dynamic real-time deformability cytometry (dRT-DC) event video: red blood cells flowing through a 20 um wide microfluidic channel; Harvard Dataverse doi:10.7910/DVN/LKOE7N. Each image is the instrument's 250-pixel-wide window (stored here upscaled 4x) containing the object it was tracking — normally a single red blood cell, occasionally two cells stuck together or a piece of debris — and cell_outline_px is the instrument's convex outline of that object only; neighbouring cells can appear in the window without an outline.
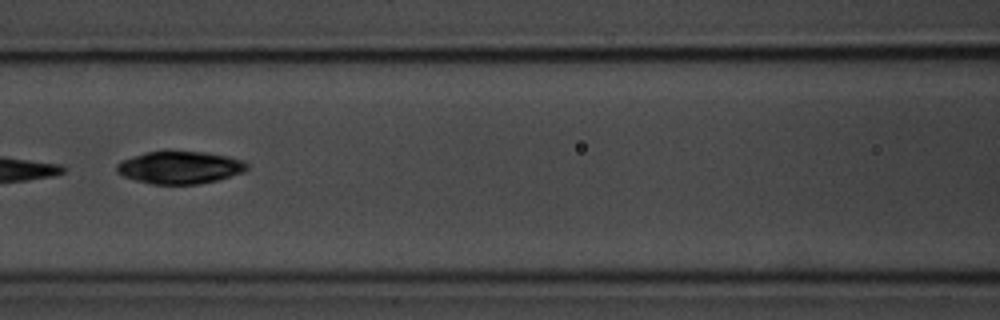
{"species": "common noctule bat (a hibernating species)", "species_latin": "Nyctalus noctula", "temperature_condition": "room temperature", "stored_images_in_passage": 9, "camera_frame_rate_fps": 3000, "um_per_image_px": 0.085, "animal": {"sex": "male", "body_mass_g": 20.1, "forearm_length_mm": 53.5}, "frame": {"image": 1, "passage_image": 7, "time_ms": 7.333, "image_size_px": [1000, 320], "cell_outline_px": [[248, 168], [244, 172], [216, 180], [200, 184], [152, 184], [136, 180], [124, 176], [116, 172], [116, 164], [132, 156], [148, 152], [204, 152], [228, 156], [244, 160], [248, 164]], "centroid_in_image_um": [15.31, 14.24], "position_along_channel_um": 151.3, "area_um2": 24.45}}
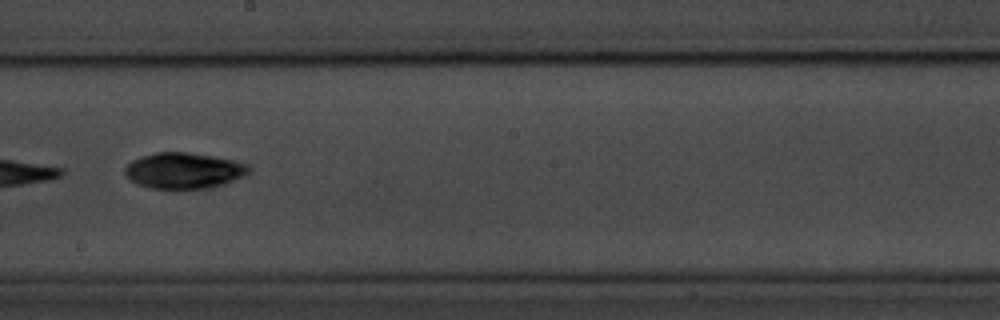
{"frame": {"image": 2, "passage_image": 9, "time_ms": 9.667, "image_size_px": [1000, 320], "cell_outline_px": [[252, 168], [244, 176], [220, 184], [204, 188], [180, 192], [152, 188], [136, 184], [128, 180], [124, 172], [124, 168], [132, 160], [140, 156], [156, 152], [188, 152], [212, 156], [232, 160], [248, 164]], "centroid_in_image_um": [15.55, 14.53], "position_along_channel_um": 232.6, "area_um2": 26.53}}